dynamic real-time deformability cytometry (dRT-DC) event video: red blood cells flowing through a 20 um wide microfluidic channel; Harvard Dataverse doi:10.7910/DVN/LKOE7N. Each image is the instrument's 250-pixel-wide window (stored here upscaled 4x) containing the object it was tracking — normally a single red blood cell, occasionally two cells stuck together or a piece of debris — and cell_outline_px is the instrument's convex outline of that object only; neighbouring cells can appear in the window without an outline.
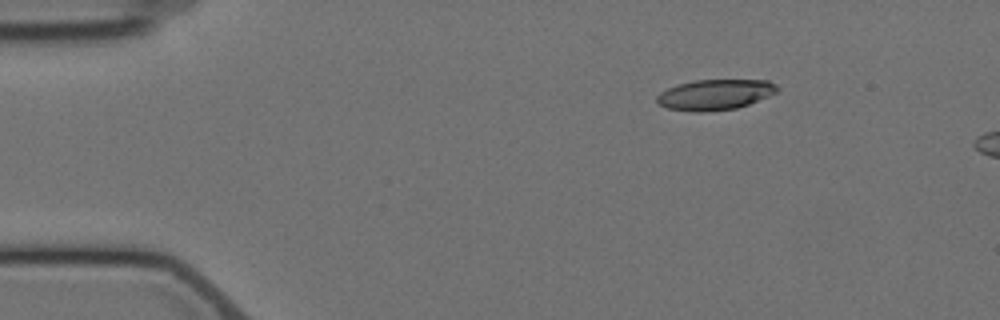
{"species": "Egyptian fruit bat (a non-hibernating species)", "species_latin": "Rousettus aegyptiacus", "temperature_condition": "cold", "stored_images_in_passage": 5, "camera_frame_rate_fps": 3000, "um_per_image_px": 0.085, "animal": {"sex": "female"}, "frame": {"image": 1, "passage_image": 3, "time_ms": 2.333, "image_size_px": [1000, 320], "cell_outline_px": [[780, 88], [776, 92], [768, 96], [748, 104], [736, 108], [704, 112], [696, 112], [668, 108], [660, 104], [656, 100], [656, 96], [660, 92], [676, 84], [692, 80], [768, 80], [776, 84]], "centroid_in_image_um": [60.77, 8.03], "position_along_channel_um": 24.2, "area_um2": 21.39}}